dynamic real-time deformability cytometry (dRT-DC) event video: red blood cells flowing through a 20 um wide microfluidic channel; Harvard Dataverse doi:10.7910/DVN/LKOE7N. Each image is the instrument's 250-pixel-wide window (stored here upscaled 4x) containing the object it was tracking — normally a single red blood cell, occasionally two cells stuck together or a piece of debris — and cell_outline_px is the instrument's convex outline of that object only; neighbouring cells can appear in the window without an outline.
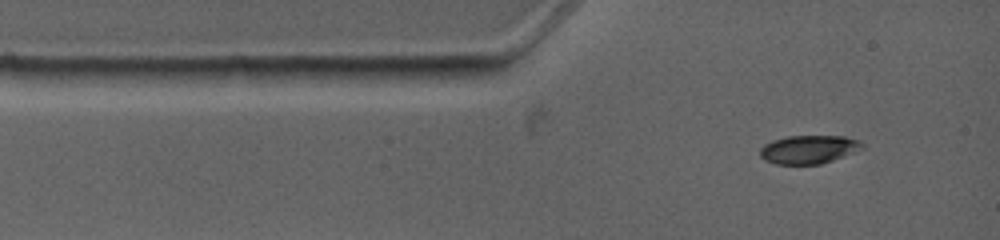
{"species": "common noctule bat (a hibernating species)", "species_latin": "Nyctalus noctula", "temperature_condition": "warm", "stored_images_in_passage": 4, "camera_frame_rate_fps": 4500, "um_per_image_px": 0.085, "animal": {"sex": "female", "body_mass_g": 19.0, "forearm_length_mm": 53.3}, "frame": {"image": 1, "passage_image": 1, "time_ms": 0.0, "image_size_px": [1000, 240], "cell_outline_px": [[864, 148], [832, 160], [820, 164], [776, 164], [764, 160], [760, 156], [760, 148], [764, 144], [772, 140], [788, 136], [844, 136], [860, 140], [864, 144]], "centroid_in_image_um": [68.73, 12.69], "position_along_channel_um": 16.3, "area_um2": 16.94}}
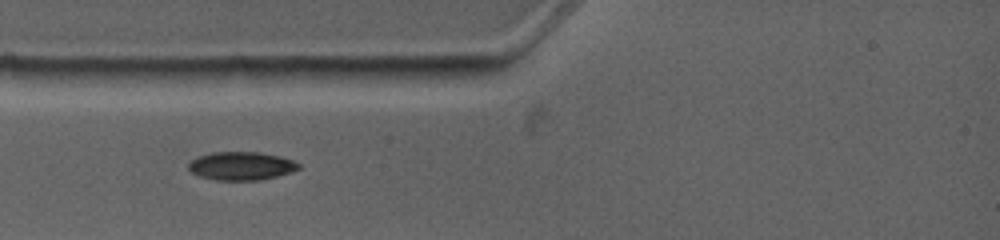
{"frame": {"image": 2, "passage_image": 3, "time_ms": 1.778, "image_size_px": [1000, 240], "cell_outline_px": [[300, 168], [292, 172], [260, 180], [216, 180], [200, 176], [192, 172], [188, 168], [188, 164], [196, 156], [212, 152], [260, 152], [280, 156], [292, 160], [300, 164]], "centroid_in_image_um": [20.51, 14.1], "position_along_channel_um": 64.5, "area_um2": 18.21}}